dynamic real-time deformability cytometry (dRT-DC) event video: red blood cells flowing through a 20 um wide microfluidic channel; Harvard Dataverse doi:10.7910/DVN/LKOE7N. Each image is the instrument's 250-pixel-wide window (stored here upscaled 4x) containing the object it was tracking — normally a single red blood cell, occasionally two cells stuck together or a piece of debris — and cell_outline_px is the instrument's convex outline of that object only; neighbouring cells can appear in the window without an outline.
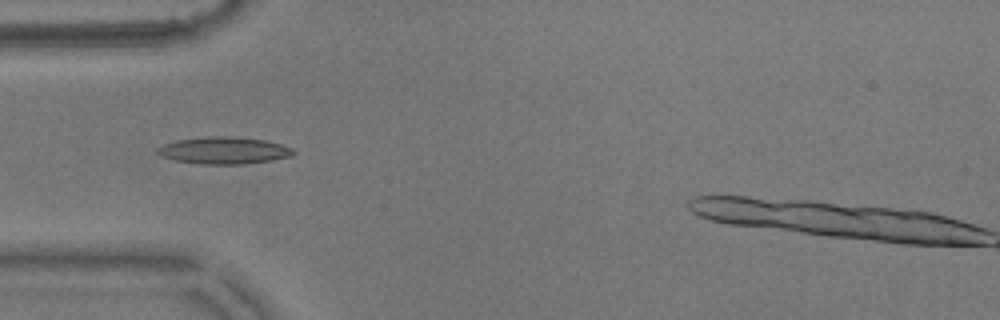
{"species": "common noctule bat (a hibernating species)", "species_latin": "Nyctalus noctula", "temperature_condition": "warm", "stored_images_in_passage": 51, "camera_frame_rate_fps": 3000, "um_per_image_px": 0.085, "animal": {"sex": "male", "body_mass_g": 17.9}, "frame": {"image": 1, "passage_image": 16, "time_ms": 5.0, "image_size_px": [1000, 320], "cell_outline_px": [[296, 152], [292, 156], [272, 160], [244, 164], [200, 164], [176, 160], [164, 156], [156, 152], [156, 148], [164, 144], [176, 140], [212, 136], [232, 136], [264, 140], [280, 144], [292, 148]], "centroid_in_image_um": [19.05, 12.79], "position_along_channel_um": 65.9, "area_um2": 21.27}}
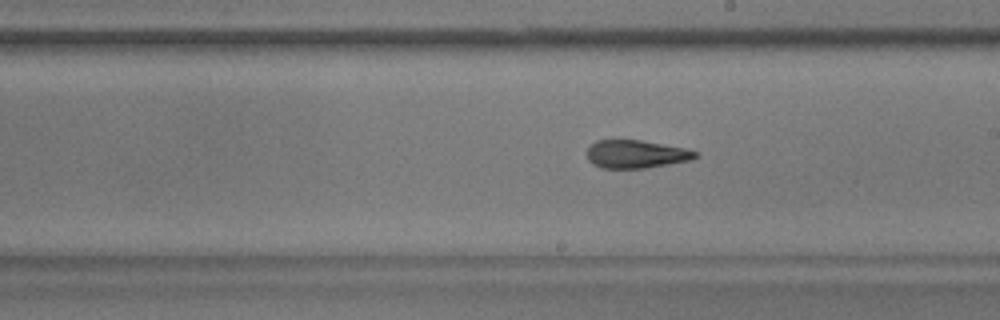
{"frame": {"image": 2, "passage_image": 30, "time_ms": 9.667, "image_size_px": [1000, 320], "cell_outline_px": [[696, 156], [688, 160], [648, 168], [600, 168], [592, 164], [588, 160], [588, 148], [596, 140], [640, 140], [684, 148], [696, 152]], "centroid_in_image_um": [54.0, 13.11], "position_along_channel_um": 235.0, "area_um2": 17.46}}
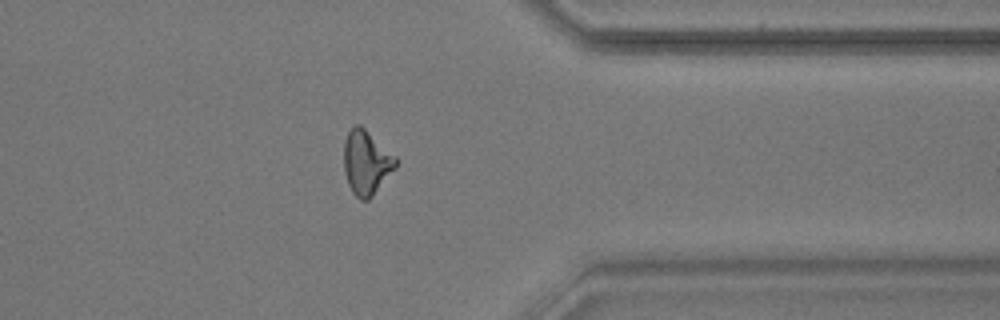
{"frame": {"image": 3, "passage_image": 43, "time_ms": 14.0, "image_size_px": [1000, 320], "cell_outline_px": [[400, 160], [396, 168], [372, 196], [368, 200], [360, 200], [352, 192], [348, 184], [344, 172], [344, 140], [348, 132], [356, 124], [360, 124], [396, 156]], "centroid_in_image_um": [31.15, 13.81], "position_along_channel_um": 380.2, "area_um2": 19.59}, "authors_computed_cell_mechanics": {"area_um2": 18.207, "velocity_mm_per_s": 3.6029, "shape_relaxation_time_tau1_ms": null, "shape_relaxation_time_tau2_ms": 1.6448, "deformation_change_tau1": null, "deformation_change_tau2": 0.0896}}